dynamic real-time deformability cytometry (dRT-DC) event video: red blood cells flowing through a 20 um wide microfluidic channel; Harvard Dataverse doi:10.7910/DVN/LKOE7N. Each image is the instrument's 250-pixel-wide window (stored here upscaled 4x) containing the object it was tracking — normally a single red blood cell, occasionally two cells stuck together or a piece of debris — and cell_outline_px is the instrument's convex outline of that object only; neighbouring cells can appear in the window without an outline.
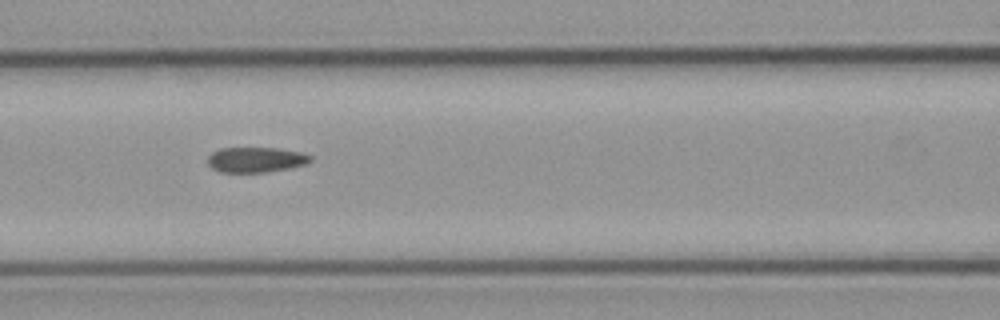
{"species": "common noctule bat (a hibernating species)", "species_latin": "Nyctalus noctula", "temperature_condition": "cold", "stored_images_in_passage": 8, "camera_frame_rate_fps": 3000, "um_per_image_px": 0.085, "animal": {"sex": "male", "body_mass_g": 23.1, "forearm_length_mm": 52.7}, "frame": {"image": 1, "passage_image": 4, "time_ms": 4.333, "image_size_px": [1000, 320], "cell_outline_px": [[312, 160], [304, 164], [288, 168], [264, 172], [220, 172], [212, 168], [208, 164], [208, 156], [212, 152], [220, 148], [280, 148], [300, 152], [312, 156]], "centroid_in_image_um": [21.72, 13.57], "position_along_channel_um": 144.9, "area_um2": 15.03}}
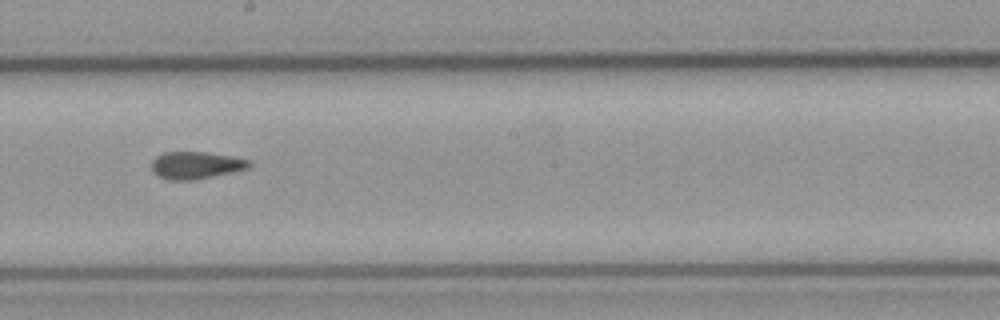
{"frame": {"image": 2, "passage_image": 6, "time_ms": 6.667, "image_size_px": [1000, 320], "cell_outline_px": [[252, 164], [248, 168], [212, 176], [192, 180], [168, 180], [152, 172], [152, 160], [156, 156], [164, 152], [204, 152], [232, 156], [252, 160]], "centroid_in_image_um": [16.65, 14.03], "position_along_channel_um": 231.6, "area_um2": 15.43}}
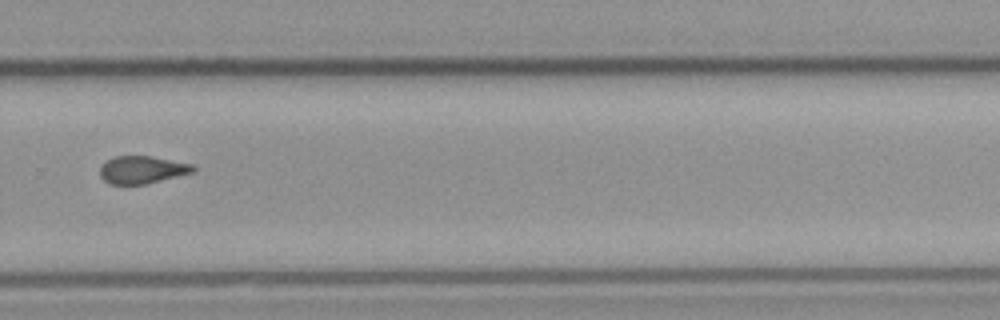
{"frame": {"image": 3, "passage_image": 8, "time_ms": 9.0, "image_size_px": [1000, 320], "cell_outline_px": [[196, 168], [192, 172], [148, 184], [108, 184], [100, 176], [100, 164], [116, 156], [152, 156], [192, 164]], "centroid_in_image_um": [12.05, 14.43], "position_along_channel_um": 317.7, "area_um2": 14.97}}